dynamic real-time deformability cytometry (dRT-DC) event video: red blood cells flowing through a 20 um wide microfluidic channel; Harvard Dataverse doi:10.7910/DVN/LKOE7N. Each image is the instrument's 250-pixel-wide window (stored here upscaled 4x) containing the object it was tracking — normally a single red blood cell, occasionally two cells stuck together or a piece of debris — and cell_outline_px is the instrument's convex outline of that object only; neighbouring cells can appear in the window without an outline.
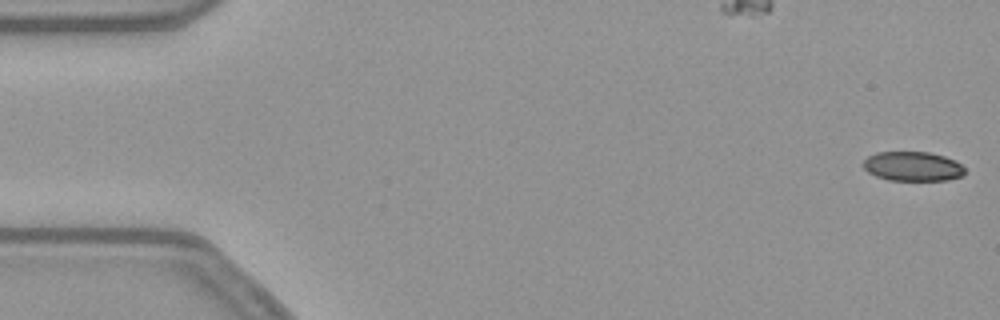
{"species": "common noctule bat (a hibernating species)", "species_latin": "Nyctalus noctula", "temperature_condition": "warm", "stored_images_in_passage": 54, "camera_frame_rate_fps": 3000, "um_per_image_px": 0.085, "animal": {"sex": "female", "body_mass_g": 21.9}, "frame": {"image": 1, "passage_image": 1, "time_ms": 0.0, "image_size_px": [1000, 320], "cell_outline_px": [[964, 176], [948, 180], [888, 180], [876, 176], [868, 172], [864, 168], [864, 160], [868, 156], [876, 152], [928, 152], [944, 156], [956, 160], [964, 168]], "centroid_in_image_um": [77.6, 14.14], "position_along_channel_um": 7.4, "area_um2": 17.46}}
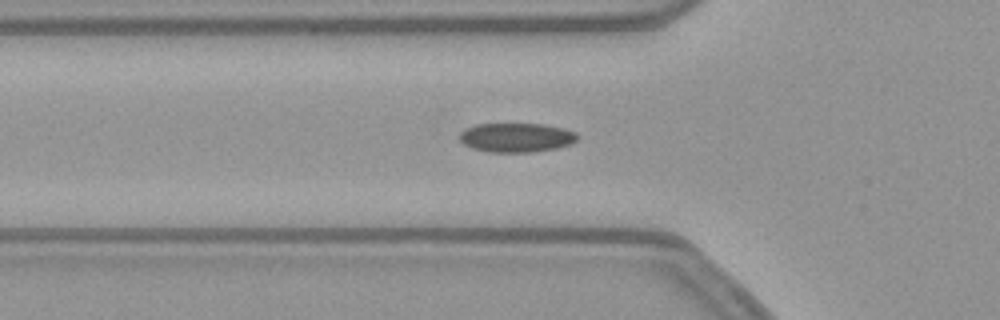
{"frame": {"image": 2, "passage_image": 18, "time_ms": 5.667, "image_size_px": [1000, 320], "cell_outline_px": [[580, 136], [572, 144], [556, 148], [532, 152], [488, 152], [472, 148], [464, 144], [460, 140], [460, 132], [464, 128], [476, 124], [544, 124], [564, 128], [576, 132]], "centroid_in_image_um": [43.91, 11.69], "position_along_channel_um": 81.9, "area_um2": 20.23}}
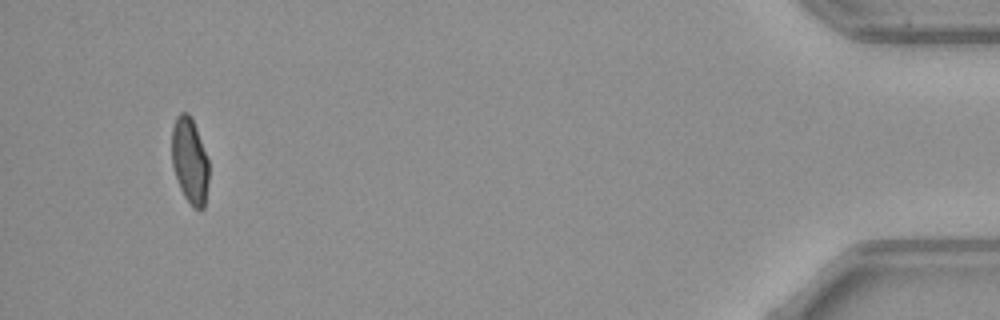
{"frame": {"image": 3, "passage_image": 51, "time_ms": 16.667, "image_size_px": [1000, 320], "cell_outline_px": [[208, 180], [204, 208], [200, 212], [192, 208], [184, 196], [180, 188], [172, 164], [172, 128], [176, 116], [180, 112], [188, 112], [196, 128], [208, 160]], "centroid_in_image_um": [16.12, 13.7], "position_along_channel_um": 419.1, "area_um2": 18.5}, "authors_computed_cell_mechanics": {"area_um2": 19.4786, "velocity_mm_per_s": 3.7989, "shape_relaxation_time_tau1_ms": 6.3164, "shape_relaxation_time_tau2_ms": 1.6631, "deformation_change_tau1": 0.1587, "deformation_change_tau2": 0.0459}}